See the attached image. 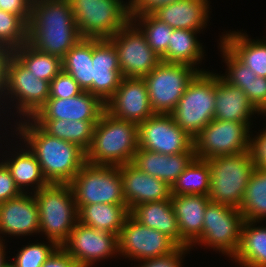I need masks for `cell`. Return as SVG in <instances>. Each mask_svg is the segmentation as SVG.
<instances>
[{"label": "cell", "mask_w": 266, "mask_h": 267, "mask_svg": "<svg viewBox=\"0 0 266 267\" xmlns=\"http://www.w3.org/2000/svg\"><path fill=\"white\" fill-rule=\"evenodd\" d=\"M245 94L259 113L266 109V77L253 78Z\"/></svg>", "instance_id": "43"}, {"label": "cell", "mask_w": 266, "mask_h": 267, "mask_svg": "<svg viewBox=\"0 0 266 267\" xmlns=\"http://www.w3.org/2000/svg\"><path fill=\"white\" fill-rule=\"evenodd\" d=\"M83 37L69 0H33L27 43L36 50L60 57Z\"/></svg>", "instance_id": "2"}, {"label": "cell", "mask_w": 266, "mask_h": 267, "mask_svg": "<svg viewBox=\"0 0 266 267\" xmlns=\"http://www.w3.org/2000/svg\"><path fill=\"white\" fill-rule=\"evenodd\" d=\"M46 243H28L18 251L14 262L18 267H42L48 257L58 247L53 241Z\"/></svg>", "instance_id": "40"}, {"label": "cell", "mask_w": 266, "mask_h": 267, "mask_svg": "<svg viewBox=\"0 0 266 267\" xmlns=\"http://www.w3.org/2000/svg\"><path fill=\"white\" fill-rule=\"evenodd\" d=\"M255 221L245 220L240 244L232 257L240 267H266V226H256Z\"/></svg>", "instance_id": "30"}, {"label": "cell", "mask_w": 266, "mask_h": 267, "mask_svg": "<svg viewBox=\"0 0 266 267\" xmlns=\"http://www.w3.org/2000/svg\"><path fill=\"white\" fill-rule=\"evenodd\" d=\"M109 40L117 51L123 77L143 78L161 62V57L131 20Z\"/></svg>", "instance_id": "12"}, {"label": "cell", "mask_w": 266, "mask_h": 267, "mask_svg": "<svg viewBox=\"0 0 266 267\" xmlns=\"http://www.w3.org/2000/svg\"><path fill=\"white\" fill-rule=\"evenodd\" d=\"M50 136L74 143L85 152L93 140L95 124L99 120L70 121L55 119H32Z\"/></svg>", "instance_id": "31"}, {"label": "cell", "mask_w": 266, "mask_h": 267, "mask_svg": "<svg viewBox=\"0 0 266 267\" xmlns=\"http://www.w3.org/2000/svg\"><path fill=\"white\" fill-rule=\"evenodd\" d=\"M196 158L194 150L164 155L138 148L131 164L138 170L167 182L170 186Z\"/></svg>", "instance_id": "23"}, {"label": "cell", "mask_w": 266, "mask_h": 267, "mask_svg": "<svg viewBox=\"0 0 266 267\" xmlns=\"http://www.w3.org/2000/svg\"><path fill=\"white\" fill-rule=\"evenodd\" d=\"M130 215L146 227L156 229L181 247V236L171 198L139 204L130 210Z\"/></svg>", "instance_id": "26"}, {"label": "cell", "mask_w": 266, "mask_h": 267, "mask_svg": "<svg viewBox=\"0 0 266 267\" xmlns=\"http://www.w3.org/2000/svg\"><path fill=\"white\" fill-rule=\"evenodd\" d=\"M83 38L109 39L131 20V3L123 0H69Z\"/></svg>", "instance_id": "6"}, {"label": "cell", "mask_w": 266, "mask_h": 267, "mask_svg": "<svg viewBox=\"0 0 266 267\" xmlns=\"http://www.w3.org/2000/svg\"><path fill=\"white\" fill-rule=\"evenodd\" d=\"M177 247L165 234L137 222L130 214L118 235V254L137 262L168 255Z\"/></svg>", "instance_id": "15"}, {"label": "cell", "mask_w": 266, "mask_h": 267, "mask_svg": "<svg viewBox=\"0 0 266 267\" xmlns=\"http://www.w3.org/2000/svg\"><path fill=\"white\" fill-rule=\"evenodd\" d=\"M27 28L19 16L0 9V46L18 49L27 42Z\"/></svg>", "instance_id": "38"}, {"label": "cell", "mask_w": 266, "mask_h": 267, "mask_svg": "<svg viewBox=\"0 0 266 267\" xmlns=\"http://www.w3.org/2000/svg\"><path fill=\"white\" fill-rule=\"evenodd\" d=\"M62 70L70 74L83 91L92 94V39L82 38L65 54Z\"/></svg>", "instance_id": "33"}, {"label": "cell", "mask_w": 266, "mask_h": 267, "mask_svg": "<svg viewBox=\"0 0 266 267\" xmlns=\"http://www.w3.org/2000/svg\"><path fill=\"white\" fill-rule=\"evenodd\" d=\"M220 49L222 52V57L225 58L226 63L225 74L220 75V77L226 81L228 84L235 87L241 88L245 93L249 90V85L256 78L255 72L241 63L222 43L220 36ZM224 75V76H223Z\"/></svg>", "instance_id": "39"}, {"label": "cell", "mask_w": 266, "mask_h": 267, "mask_svg": "<svg viewBox=\"0 0 266 267\" xmlns=\"http://www.w3.org/2000/svg\"><path fill=\"white\" fill-rule=\"evenodd\" d=\"M138 148L164 155L194 150V139L183 131L171 114L155 113L138 125Z\"/></svg>", "instance_id": "14"}, {"label": "cell", "mask_w": 266, "mask_h": 267, "mask_svg": "<svg viewBox=\"0 0 266 267\" xmlns=\"http://www.w3.org/2000/svg\"><path fill=\"white\" fill-rule=\"evenodd\" d=\"M39 209V233L62 246L78 222V210L69 184H49L34 193ZM45 233V234H44Z\"/></svg>", "instance_id": "4"}, {"label": "cell", "mask_w": 266, "mask_h": 267, "mask_svg": "<svg viewBox=\"0 0 266 267\" xmlns=\"http://www.w3.org/2000/svg\"><path fill=\"white\" fill-rule=\"evenodd\" d=\"M76 207L79 223L117 236L130 214L127 205L98 203Z\"/></svg>", "instance_id": "29"}, {"label": "cell", "mask_w": 266, "mask_h": 267, "mask_svg": "<svg viewBox=\"0 0 266 267\" xmlns=\"http://www.w3.org/2000/svg\"><path fill=\"white\" fill-rule=\"evenodd\" d=\"M244 221L239 208L210 202L204 213L202 235L196 243L232 258L240 244Z\"/></svg>", "instance_id": "11"}, {"label": "cell", "mask_w": 266, "mask_h": 267, "mask_svg": "<svg viewBox=\"0 0 266 267\" xmlns=\"http://www.w3.org/2000/svg\"><path fill=\"white\" fill-rule=\"evenodd\" d=\"M4 267H18L17 265H16V263L13 261V262H6L5 264H4Z\"/></svg>", "instance_id": "51"}, {"label": "cell", "mask_w": 266, "mask_h": 267, "mask_svg": "<svg viewBox=\"0 0 266 267\" xmlns=\"http://www.w3.org/2000/svg\"><path fill=\"white\" fill-rule=\"evenodd\" d=\"M211 171L208 198L213 203L239 208L256 169L250 151L207 160Z\"/></svg>", "instance_id": "5"}, {"label": "cell", "mask_w": 266, "mask_h": 267, "mask_svg": "<svg viewBox=\"0 0 266 267\" xmlns=\"http://www.w3.org/2000/svg\"><path fill=\"white\" fill-rule=\"evenodd\" d=\"M199 32L187 29H173L168 49L161 57V61L187 64L197 69L196 65L200 64L204 57L203 45L197 40Z\"/></svg>", "instance_id": "32"}, {"label": "cell", "mask_w": 266, "mask_h": 267, "mask_svg": "<svg viewBox=\"0 0 266 267\" xmlns=\"http://www.w3.org/2000/svg\"><path fill=\"white\" fill-rule=\"evenodd\" d=\"M245 33L232 31L223 34L221 43L257 76L266 77V39L254 40Z\"/></svg>", "instance_id": "27"}, {"label": "cell", "mask_w": 266, "mask_h": 267, "mask_svg": "<svg viewBox=\"0 0 266 267\" xmlns=\"http://www.w3.org/2000/svg\"><path fill=\"white\" fill-rule=\"evenodd\" d=\"M33 0H0V9L19 16L27 25L31 17Z\"/></svg>", "instance_id": "46"}, {"label": "cell", "mask_w": 266, "mask_h": 267, "mask_svg": "<svg viewBox=\"0 0 266 267\" xmlns=\"http://www.w3.org/2000/svg\"><path fill=\"white\" fill-rule=\"evenodd\" d=\"M76 206L90 204L126 205L120 166L85 163L69 183Z\"/></svg>", "instance_id": "8"}, {"label": "cell", "mask_w": 266, "mask_h": 267, "mask_svg": "<svg viewBox=\"0 0 266 267\" xmlns=\"http://www.w3.org/2000/svg\"><path fill=\"white\" fill-rule=\"evenodd\" d=\"M214 105L215 74L202 71L190 81L170 114L174 122L194 138L214 119Z\"/></svg>", "instance_id": "7"}, {"label": "cell", "mask_w": 266, "mask_h": 267, "mask_svg": "<svg viewBox=\"0 0 266 267\" xmlns=\"http://www.w3.org/2000/svg\"><path fill=\"white\" fill-rule=\"evenodd\" d=\"M202 71L206 70L196 69L187 64L161 61L143 77L153 111L170 114L177 106L190 81Z\"/></svg>", "instance_id": "9"}, {"label": "cell", "mask_w": 266, "mask_h": 267, "mask_svg": "<svg viewBox=\"0 0 266 267\" xmlns=\"http://www.w3.org/2000/svg\"><path fill=\"white\" fill-rule=\"evenodd\" d=\"M120 174L129 211L139 204L168 200L172 197L171 186L167 182L138 170L131 163L121 165Z\"/></svg>", "instance_id": "21"}, {"label": "cell", "mask_w": 266, "mask_h": 267, "mask_svg": "<svg viewBox=\"0 0 266 267\" xmlns=\"http://www.w3.org/2000/svg\"><path fill=\"white\" fill-rule=\"evenodd\" d=\"M49 87V81L37 78L13 56L8 66L4 100H16L14 106L20 118H32L37 113L49 98Z\"/></svg>", "instance_id": "13"}, {"label": "cell", "mask_w": 266, "mask_h": 267, "mask_svg": "<svg viewBox=\"0 0 266 267\" xmlns=\"http://www.w3.org/2000/svg\"><path fill=\"white\" fill-rule=\"evenodd\" d=\"M138 136L136 123L116 119L105 111L95 124L86 162L118 167L131 163L138 149Z\"/></svg>", "instance_id": "3"}, {"label": "cell", "mask_w": 266, "mask_h": 267, "mask_svg": "<svg viewBox=\"0 0 266 267\" xmlns=\"http://www.w3.org/2000/svg\"><path fill=\"white\" fill-rule=\"evenodd\" d=\"M20 150L19 152L13 151L16 153V155L13 153L12 156H9L11 158L1 161L9 169L11 176L15 180L19 190L22 193H31L30 190H28V186H30V189L33 190L34 194L41 188L48 186L49 183L41 171V166L37 158L30 151V149L25 145L24 149L21 147Z\"/></svg>", "instance_id": "28"}, {"label": "cell", "mask_w": 266, "mask_h": 267, "mask_svg": "<svg viewBox=\"0 0 266 267\" xmlns=\"http://www.w3.org/2000/svg\"><path fill=\"white\" fill-rule=\"evenodd\" d=\"M106 112L116 119L139 125L155 114L143 78L123 77L114 95L105 103Z\"/></svg>", "instance_id": "17"}, {"label": "cell", "mask_w": 266, "mask_h": 267, "mask_svg": "<svg viewBox=\"0 0 266 267\" xmlns=\"http://www.w3.org/2000/svg\"><path fill=\"white\" fill-rule=\"evenodd\" d=\"M14 56L37 78L49 82L62 70L60 57L36 50L27 42L14 50Z\"/></svg>", "instance_id": "36"}, {"label": "cell", "mask_w": 266, "mask_h": 267, "mask_svg": "<svg viewBox=\"0 0 266 267\" xmlns=\"http://www.w3.org/2000/svg\"><path fill=\"white\" fill-rule=\"evenodd\" d=\"M82 91L73 77L61 70L50 82L49 98H70Z\"/></svg>", "instance_id": "41"}, {"label": "cell", "mask_w": 266, "mask_h": 267, "mask_svg": "<svg viewBox=\"0 0 266 267\" xmlns=\"http://www.w3.org/2000/svg\"><path fill=\"white\" fill-rule=\"evenodd\" d=\"M239 210L244 220L259 223L266 219V169L253 171Z\"/></svg>", "instance_id": "34"}, {"label": "cell", "mask_w": 266, "mask_h": 267, "mask_svg": "<svg viewBox=\"0 0 266 267\" xmlns=\"http://www.w3.org/2000/svg\"><path fill=\"white\" fill-rule=\"evenodd\" d=\"M209 162L195 158L171 186L172 195H204L209 192Z\"/></svg>", "instance_id": "35"}, {"label": "cell", "mask_w": 266, "mask_h": 267, "mask_svg": "<svg viewBox=\"0 0 266 267\" xmlns=\"http://www.w3.org/2000/svg\"><path fill=\"white\" fill-rule=\"evenodd\" d=\"M105 111V103L100 98L82 91L70 98H48L31 119L99 120Z\"/></svg>", "instance_id": "19"}, {"label": "cell", "mask_w": 266, "mask_h": 267, "mask_svg": "<svg viewBox=\"0 0 266 267\" xmlns=\"http://www.w3.org/2000/svg\"><path fill=\"white\" fill-rule=\"evenodd\" d=\"M33 233H39V209L32 191L0 203V234L22 237Z\"/></svg>", "instance_id": "20"}, {"label": "cell", "mask_w": 266, "mask_h": 267, "mask_svg": "<svg viewBox=\"0 0 266 267\" xmlns=\"http://www.w3.org/2000/svg\"><path fill=\"white\" fill-rule=\"evenodd\" d=\"M4 239H0V267H4V264L6 263V252H5V247L4 246Z\"/></svg>", "instance_id": "50"}, {"label": "cell", "mask_w": 266, "mask_h": 267, "mask_svg": "<svg viewBox=\"0 0 266 267\" xmlns=\"http://www.w3.org/2000/svg\"><path fill=\"white\" fill-rule=\"evenodd\" d=\"M214 119L251 124V115L259 114L245 92L228 84L215 73Z\"/></svg>", "instance_id": "24"}, {"label": "cell", "mask_w": 266, "mask_h": 267, "mask_svg": "<svg viewBox=\"0 0 266 267\" xmlns=\"http://www.w3.org/2000/svg\"><path fill=\"white\" fill-rule=\"evenodd\" d=\"M131 21L144 34L152 50L162 57L168 49L173 28L160 21L152 13H131Z\"/></svg>", "instance_id": "37"}, {"label": "cell", "mask_w": 266, "mask_h": 267, "mask_svg": "<svg viewBox=\"0 0 266 267\" xmlns=\"http://www.w3.org/2000/svg\"><path fill=\"white\" fill-rule=\"evenodd\" d=\"M251 124L213 119L194 139L198 159L235 155L250 151Z\"/></svg>", "instance_id": "10"}, {"label": "cell", "mask_w": 266, "mask_h": 267, "mask_svg": "<svg viewBox=\"0 0 266 267\" xmlns=\"http://www.w3.org/2000/svg\"><path fill=\"white\" fill-rule=\"evenodd\" d=\"M192 248L177 247L172 253L139 261L136 267H182L183 255ZM140 265V266H139ZM135 267V266H134Z\"/></svg>", "instance_id": "42"}, {"label": "cell", "mask_w": 266, "mask_h": 267, "mask_svg": "<svg viewBox=\"0 0 266 267\" xmlns=\"http://www.w3.org/2000/svg\"><path fill=\"white\" fill-rule=\"evenodd\" d=\"M22 192L17 187L15 180L7 166L0 162V203L6 202L12 198L21 195Z\"/></svg>", "instance_id": "44"}, {"label": "cell", "mask_w": 266, "mask_h": 267, "mask_svg": "<svg viewBox=\"0 0 266 267\" xmlns=\"http://www.w3.org/2000/svg\"><path fill=\"white\" fill-rule=\"evenodd\" d=\"M20 120L16 121V135L37 158L47 182L69 184L86 163V152L74 143L50 136L31 118Z\"/></svg>", "instance_id": "1"}, {"label": "cell", "mask_w": 266, "mask_h": 267, "mask_svg": "<svg viewBox=\"0 0 266 267\" xmlns=\"http://www.w3.org/2000/svg\"><path fill=\"white\" fill-rule=\"evenodd\" d=\"M14 56V51L10 48L5 46H0V101L5 103L1 100L5 97V90L7 85V74H8V66L11 59ZM0 102V106L2 105Z\"/></svg>", "instance_id": "48"}, {"label": "cell", "mask_w": 266, "mask_h": 267, "mask_svg": "<svg viewBox=\"0 0 266 267\" xmlns=\"http://www.w3.org/2000/svg\"><path fill=\"white\" fill-rule=\"evenodd\" d=\"M260 115L262 114H264L265 116H266V109H264L263 111H261L260 113H259ZM265 130H266V126H265Z\"/></svg>", "instance_id": "52"}, {"label": "cell", "mask_w": 266, "mask_h": 267, "mask_svg": "<svg viewBox=\"0 0 266 267\" xmlns=\"http://www.w3.org/2000/svg\"><path fill=\"white\" fill-rule=\"evenodd\" d=\"M208 0H179L156 8L152 14L173 29L200 31L209 20Z\"/></svg>", "instance_id": "25"}, {"label": "cell", "mask_w": 266, "mask_h": 267, "mask_svg": "<svg viewBox=\"0 0 266 267\" xmlns=\"http://www.w3.org/2000/svg\"><path fill=\"white\" fill-rule=\"evenodd\" d=\"M251 134L250 152L255 168L266 169V130L260 132L254 138Z\"/></svg>", "instance_id": "45"}, {"label": "cell", "mask_w": 266, "mask_h": 267, "mask_svg": "<svg viewBox=\"0 0 266 267\" xmlns=\"http://www.w3.org/2000/svg\"><path fill=\"white\" fill-rule=\"evenodd\" d=\"M177 1L179 0H130L131 13H152L159 6Z\"/></svg>", "instance_id": "49"}, {"label": "cell", "mask_w": 266, "mask_h": 267, "mask_svg": "<svg viewBox=\"0 0 266 267\" xmlns=\"http://www.w3.org/2000/svg\"><path fill=\"white\" fill-rule=\"evenodd\" d=\"M77 262L62 247L58 246L42 267H78Z\"/></svg>", "instance_id": "47"}, {"label": "cell", "mask_w": 266, "mask_h": 267, "mask_svg": "<svg viewBox=\"0 0 266 267\" xmlns=\"http://www.w3.org/2000/svg\"><path fill=\"white\" fill-rule=\"evenodd\" d=\"M62 247L79 266L92 267L95 262L118 254V236L77 222Z\"/></svg>", "instance_id": "16"}, {"label": "cell", "mask_w": 266, "mask_h": 267, "mask_svg": "<svg viewBox=\"0 0 266 267\" xmlns=\"http://www.w3.org/2000/svg\"><path fill=\"white\" fill-rule=\"evenodd\" d=\"M92 95L106 103L121 83L118 54L109 39H92Z\"/></svg>", "instance_id": "18"}, {"label": "cell", "mask_w": 266, "mask_h": 267, "mask_svg": "<svg viewBox=\"0 0 266 267\" xmlns=\"http://www.w3.org/2000/svg\"><path fill=\"white\" fill-rule=\"evenodd\" d=\"M210 202L204 195H172L171 204L178 221L181 247L191 248L200 239L205 209Z\"/></svg>", "instance_id": "22"}]
</instances>
